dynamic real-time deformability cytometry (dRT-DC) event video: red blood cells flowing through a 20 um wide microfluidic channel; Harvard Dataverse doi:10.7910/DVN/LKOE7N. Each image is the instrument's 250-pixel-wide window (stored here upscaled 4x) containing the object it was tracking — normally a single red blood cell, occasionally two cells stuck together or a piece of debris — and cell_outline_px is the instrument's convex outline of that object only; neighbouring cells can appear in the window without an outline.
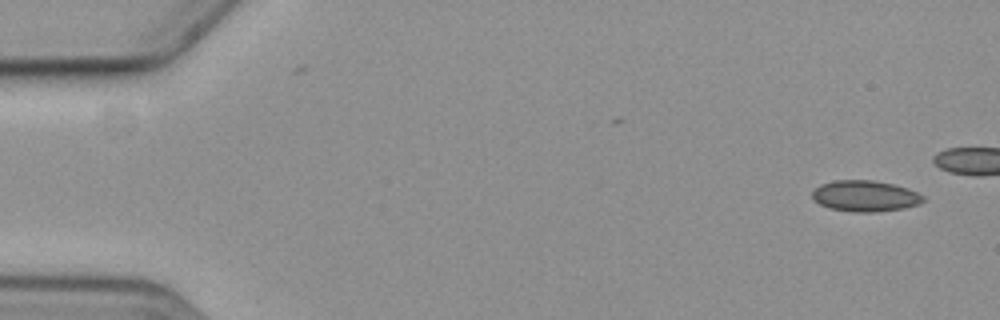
{"species": "common noctule bat (a hibernating species)", "species_latin": "Nyctalus noctula", "temperature_condition": "cold", "stored_images_in_passage": 5, "camera_frame_rate_fps": 3000, "um_per_image_px": 0.085, "animal": {"sex": "female", "body_mass_g": 19.3, "forearm_length_mm": 54.1}, "frame": {"image": 1, "passage_image": 1, "time_ms": 0.0, "image_size_px": [1000, 320], "cell_outline_px": [[924, 200], [920, 204], [900, 208], [872, 212], [856, 212], [832, 208], [820, 204], [812, 196], [812, 192], [820, 184], [832, 180], [872, 180], [892, 184], [908, 188], [924, 196]], "centroid_in_image_um": [73.53, 16.64], "position_along_channel_um": 11.5, "area_um2": 19.77}}